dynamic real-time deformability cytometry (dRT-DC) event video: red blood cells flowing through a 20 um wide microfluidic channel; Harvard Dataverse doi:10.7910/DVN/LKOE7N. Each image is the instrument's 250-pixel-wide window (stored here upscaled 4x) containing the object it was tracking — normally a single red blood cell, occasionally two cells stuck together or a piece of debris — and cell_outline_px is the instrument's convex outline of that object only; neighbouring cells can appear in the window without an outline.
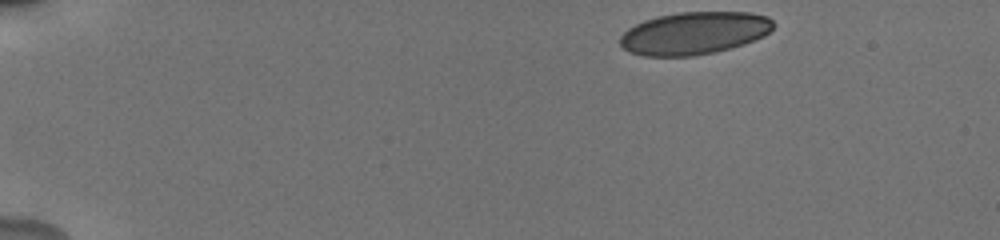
{"species": "human", "species_latin": "Homo sapiens", "temperature_condition": "cold", "stored_images_in_passage": 47, "camera_frame_rate_fps": 3000, "um_per_image_px": 0.085, "donor": {"sex": "male"}, "frame": {"image": 1, "passage_image": 1, "time_ms": 0.0, "image_size_px": [1000, 240], "cell_outline_px": [[776, 24], [764, 36], [744, 44], [716, 52], [696, 56], [644, 56], [628, 52], [620, 44], [620, 36], [628, 28], [644, 20], [656, 16], [676, 12], [752, 12], [768, 16]], "centroid_in_image_um": [59.01, 2.81], "position_along_channel_um": 26.0, "area_um2": 38.38}}
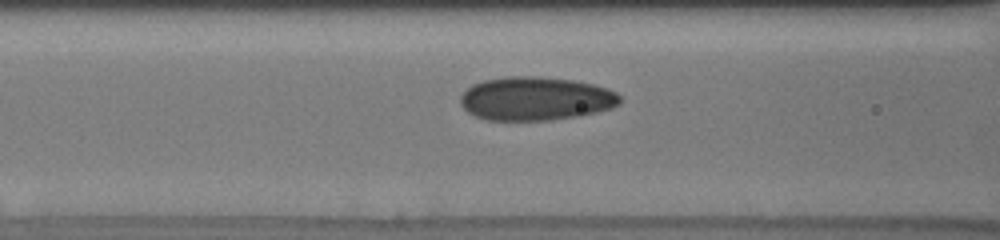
{"frame": {"image": 2, "passage_image": 17, "time_ms": 5.333, "image_size_px": [1000, 240], "cell_outline_px": [[624, 100], [620, 104], [612, 108], [580, 116], [548, 120], [488, 120], [476, 116], [468, 112], [460, 104], [460, 96], [472, 84], [484, 80], [504, 76], [536, 76], [572, 80], [592, 84], [608, 88], [616, 92]], "centroid_in_image_um": [45.55, 8.38], "position_along_channel_um": 121.0, "area_um2": 40.75}}
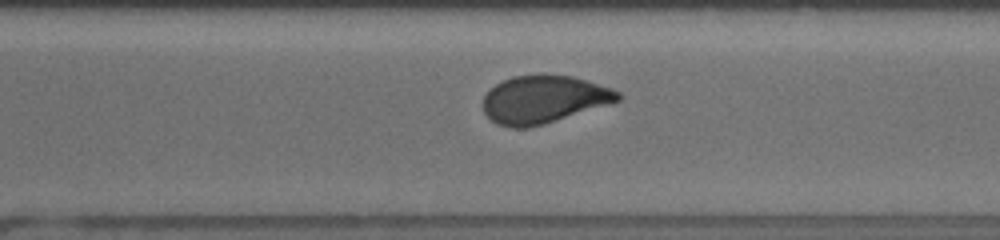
{"frame": {"image": 3, "passage_image": 33, "time_ms": 10.667, "image_size_px": [1000, 240], "cell_outline_px": [[620, 100], [608, 104], [544, 124], [524, 128], [508, 128], [496, 124], [484, 112], [484, 96], [496, 84], [512, 76], [572, 76], [612, 88], [620, 92]], "centroid_in_image_um": [46.2, 8.47], "position_along_channel_um": 324.4, "area_um2": 36.82}, "authors_computed_cell_mechanics": {"area_um2": 38.6682, "velocity_mm_per_s": 3.8205, "shape_relaxation_time_tau1_ms": null, "shape_relaxation_time_tau2_ms": 1.0686, "deformation_change_tau1": null, "deformation_change_tau2": 0.0675}}